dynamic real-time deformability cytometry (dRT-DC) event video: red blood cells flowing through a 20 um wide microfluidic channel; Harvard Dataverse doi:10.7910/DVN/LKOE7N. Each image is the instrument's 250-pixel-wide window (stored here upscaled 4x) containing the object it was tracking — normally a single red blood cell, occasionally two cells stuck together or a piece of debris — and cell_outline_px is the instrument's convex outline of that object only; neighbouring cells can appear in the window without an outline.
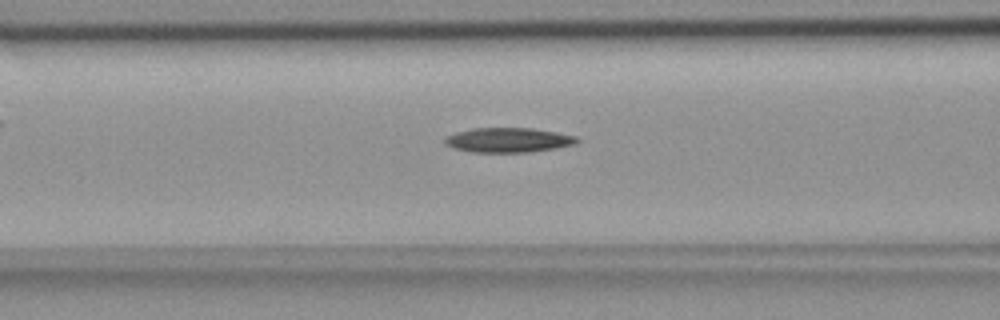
{"species": "common noctule bat (a hibernating species)", "species_latin": "Nyctalus noctula", "temperature_condition": "room temperature", "stored_images_in_passage": 55, "camera_frame_rate_fps": 3000, "um_per_image_px": 0.085, "animal": {"sex": "female", "body_mass_g": 18.4}, "frame": {"image": 1, "passage_image": 22, "time_ms": 7.0, "image_size_px": [1000, 320], "cell_outline_px": [[580, 140], [576, 144], [556, 148], [528, 152], [472, 152], [452, 148], [444, 144], [444, 136], [456, 132], [472, 128], [532, 128], [556, 132], [576, 136]], "centroid_in_image_um": [43.17, 11.9], "position_along_channel_um": 123.4, "area_um2": 19.13}}
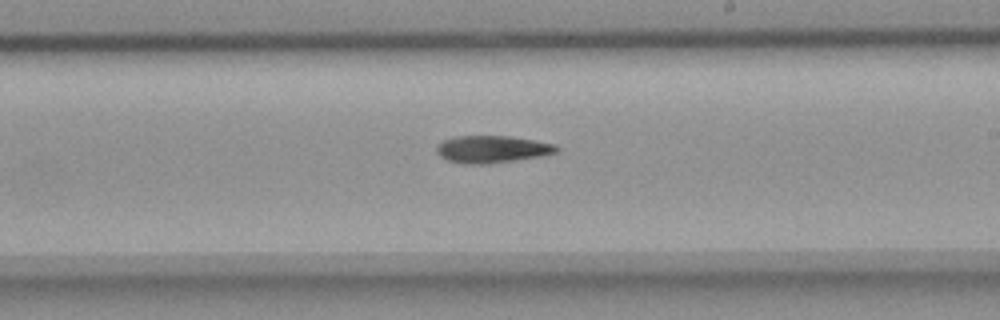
{"frame": {"image": 2, "passage_image": 32, "time_ms": 10.333, "image_size_px": [1000, 320], "cell_outline_px": [[560, 148], [556, 152], [540, 156], [488, 164], [464, 164], [448, 160], [440, 156], [436, 152], [436, 144], [444, 140], [456, 136], [512, 136], [556, 144]], "centroid_in_image_um": [41.81, 12.68], "position_along_channel_um": 247.2, "area_um2": 19.07}}
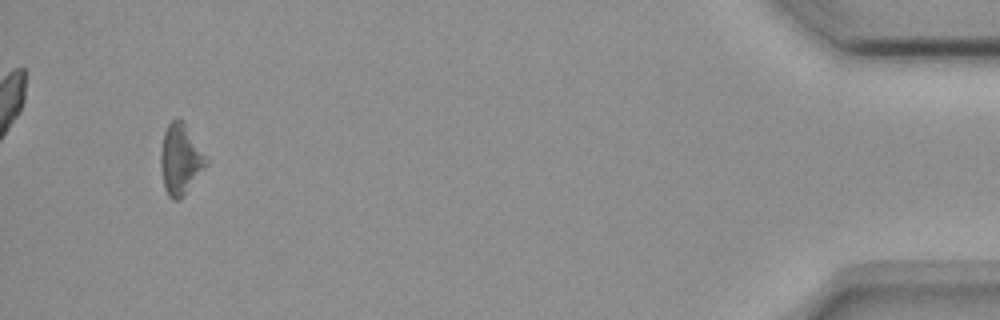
{"frame": {"image": 3, "passage_image": 52, "time_ms": 17.0, "image_size_px": [1000, 320], "cell_outline_px": [[208, 164], [184, 196], [180, 200], [172, 200], [168, 196], [164, 188], [160, 168], [160, 152], [164, 132], [168, 124], [172, 120], [184, 120], [208, 160]], "centroid_in_image_um": [15.33, 13.57], "position_along_channel_um": 419.9, "area_um2": 18.9}, "authors_computed_cell_mechanics": {"area_um2": 18.9584, "velocity_mm_per_s": 3.7268, "shape_relaxation_time_tau1_ms": 6.9385, "shape_relaxation_time_tau2_ms": null, "deformation_change_tau1": 0.1585, "deformation_change_tau2": null}}